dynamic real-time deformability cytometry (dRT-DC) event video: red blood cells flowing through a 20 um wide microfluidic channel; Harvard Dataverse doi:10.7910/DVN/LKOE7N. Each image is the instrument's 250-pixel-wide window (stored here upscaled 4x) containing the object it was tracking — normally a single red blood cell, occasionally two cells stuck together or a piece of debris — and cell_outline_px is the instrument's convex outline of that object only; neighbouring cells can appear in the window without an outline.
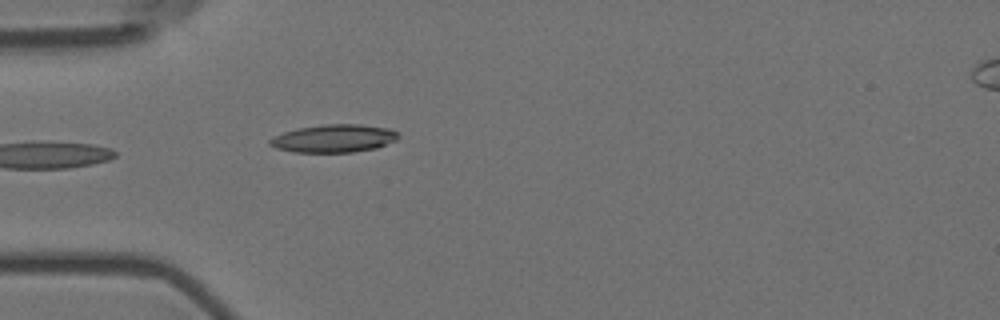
{"species": "Egyptian fruit bat (a non-hibernating species)", "species_latin": "Rousettus aegyptiacus", "temperature_condition": "room temperature", "stored_images_in_passage": 5, "camera_frame_rate_fps": 3000, "um_per_image_px": 0.085, "animal": {"sex": "female"}, "frame": {"image": 1, "passage_image": 5, "time_ms": 1.333, "image_size_px": [1000, 320], "cell_outline_px": [[400, 136], [396, 140], [376, 148], [352, 152], [292, 152], [276, 148], [268, 144], [268, 140], [272, 136], [296, 128], [324, 124], [360, 124], [392, 128]], "centroid_in_image_um": [28.36, 11.76], "position_along_channel_um": 56.6, "area_um2": 21.1}}